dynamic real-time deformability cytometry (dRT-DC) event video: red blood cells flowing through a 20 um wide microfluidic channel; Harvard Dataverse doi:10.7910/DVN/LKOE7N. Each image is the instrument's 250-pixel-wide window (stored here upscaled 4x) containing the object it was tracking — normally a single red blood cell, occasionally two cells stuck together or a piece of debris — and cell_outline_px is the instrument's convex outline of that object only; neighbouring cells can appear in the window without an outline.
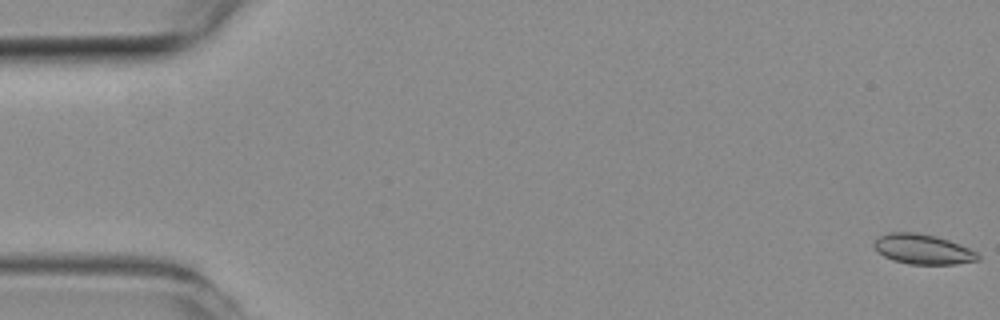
{"species": "common noctule bat (a hibernating species)", "species_latin": "Nyctalus noctula", "temperature_condition": "room temperature", "stored_images_in_passage": 47, "camera_frame_rate_fps": 3000, "um_per_image_px": 0.085, "animal": {"sex": "female", "body_mass_g": 19.3, "forearm_length_mm": 54.1}, "frame": {"image": 1, "passage_image": 1, "time_ms": 0.0, "image_size_px": [1000, 320], "cell_outline_px": [[980, 260], [956, 264], [908, 264], [892, 260], [884, 256], [872, 244], [872, 240], [876, 236], [892, 232], [916, 232], [936, 236], [948, 240], [968, 248], [976, 252], [980, 256]], "centroid_in_image_um": [78.4, 21.18], "position_along_channel_um": 6.6, "area_um2": 18.21}}
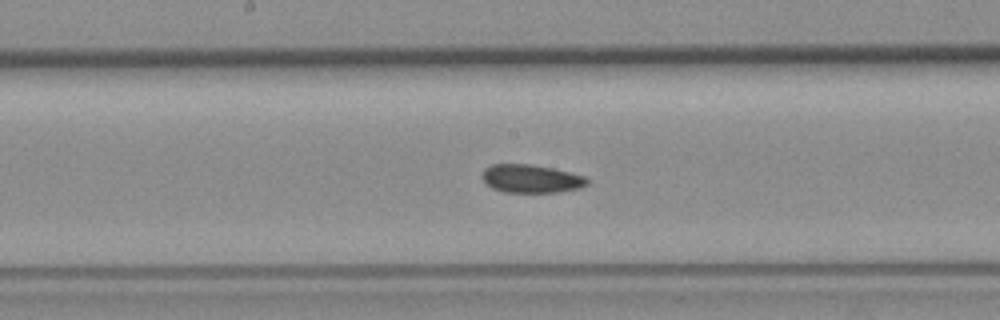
{"frame": {"image": 2, "passage_image": 27, "time_ms": 8.667, "image_size_px": [1000, 320], "cell_outline_px": [[588, 184], [580, 188], [556, 192], [504, 192], [492, 188], [480, 176], [484, 168], [492, 164], [532, 164], [552, 168], [584, 176], [588, 180]], "centroid_in_image_um": [45.11, 15.18], "position_along_channel_um": 203.1, "area_um2": 17.22}}
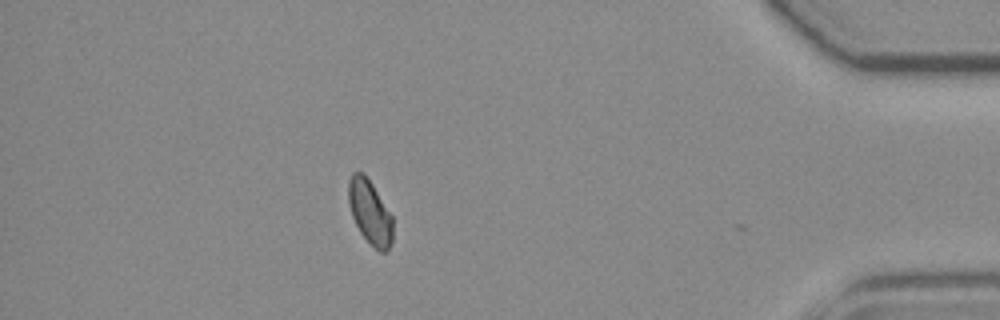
{"frame": {"image": 3, "passage_image": 46, "time_ms": 15.0, "image_size_px": [1000, 320], "cell_outline_px": [[392, 240], [388, 248], [384, 252], [380, 252], [360, 232], [352, 216], [348, 204], [348, 180], [352, 172], [364, 172], [372, 184], [392, 216]], "centroid_in_image_um": [31.41, 17.98], "position_along_channel_um": 403.8, "area_um2": 16.36}, "authors_computed_cell_mechanics": {"area_um2": 17.8024, "velocity_mm_per_s": 3.96, "shape_relaxation_time_tau1_ms": null, "shape_relaxation_time_tau2_ms": 6.6156, "deformation_change_tau1": null, "deformation_change_tau2": 0.1034}}